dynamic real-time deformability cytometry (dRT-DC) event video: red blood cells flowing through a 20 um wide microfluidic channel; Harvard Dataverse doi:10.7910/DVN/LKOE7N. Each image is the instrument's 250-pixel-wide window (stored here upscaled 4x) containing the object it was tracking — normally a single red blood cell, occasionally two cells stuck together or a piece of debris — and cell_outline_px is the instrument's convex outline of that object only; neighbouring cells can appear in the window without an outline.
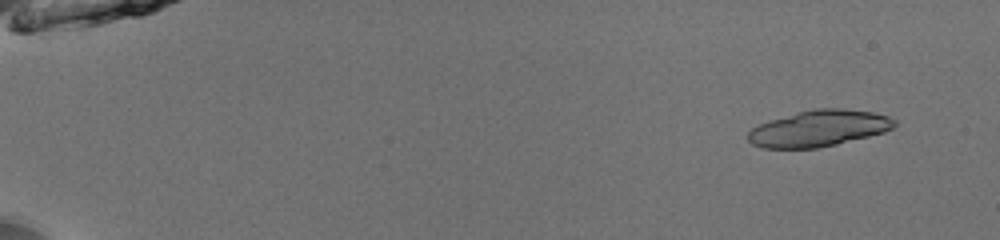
{"species": "common noctule bat (a hibernating species)", "species_latin": "Nyctalus noctula", "temperature_condition": "room temperature", "stored_images_in_passage": 29, "camera_frame_rate_fps": 3000, "um_per_image_px": 0.085, "animal": {"sex": "male", "body_mass_g": 13.0, "forearm_length_mm": 53.1}, "frame": {"image": 1, "passage_image": 5, "time_ms": 1.333, "image_size_px": [1000, 240], "cell_outline_px": [[896, 124], [892, 128], [884, 132], [836, 144], [816, 148], [764, 148], [752, 144], [748, 140], [748, 132], [752, 128], [768, 120], [816, 108], [840, 108], [872, 112], [888, 116], [896, 120]], "centroid_in_image_um": [69.59, 10.91], "position_along_channel_um": 15.4, "area_um2": 30.69}}
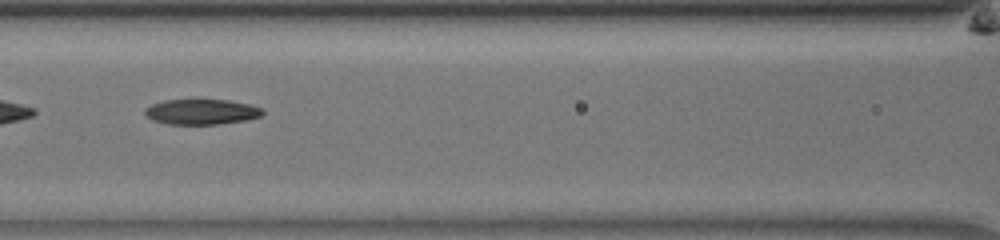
{"frame": {"image": 2, "passage_image": 27, "time_ms": 8.667, "image_size_px": [1000, 240], "cell_outline_px": [[264, 112], [260, 116], [248, 120], [220, 124], [168, 124], [152, 120], [144, 112], [144, 108], [152, 104], [164, 100], [228, 100], [248, 104], [264, 108]], "centroid_in_image_um": [17.15, 9.51], "position_along_channel_um": 149.5, "area_um2": 17.4}}